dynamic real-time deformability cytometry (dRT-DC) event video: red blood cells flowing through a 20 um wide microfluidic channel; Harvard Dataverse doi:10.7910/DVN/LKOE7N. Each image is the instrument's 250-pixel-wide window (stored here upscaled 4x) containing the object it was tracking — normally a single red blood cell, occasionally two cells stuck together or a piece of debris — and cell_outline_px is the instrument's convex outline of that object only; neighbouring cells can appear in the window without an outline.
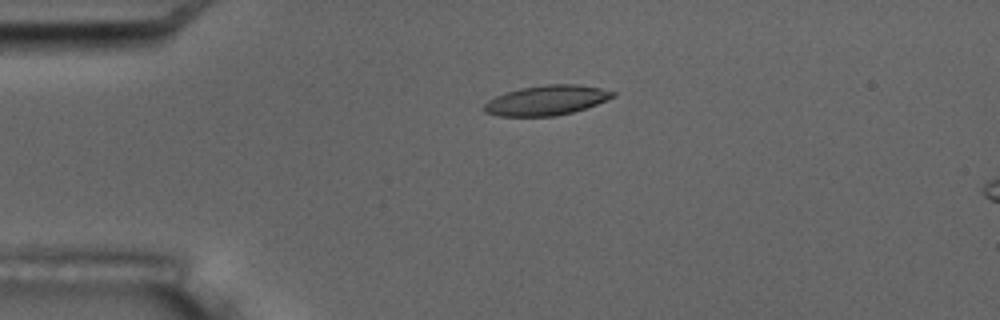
{"species": "common noctule bat (a hibernating species)", "species_latin": "Nyctalus noctula", "temperature_condition": "room temperature", "stored_images_in_passage": 6, "segment_of_instrument_passage": [1, 2], "camera_frame_rate_fps": 3000, "um_per_image_px": 0.085, "animal": {"sex": "male", "body_mass_g": 17.5, "forearm_length_mm": 52.3}, "frame": {"image": 1, "passage_image": 4, "time_ms": 3.333, "image_size_px": [1000, 320], "cell_outline_px": [[616, 96], [596, 104], [572, 112], [556, 116], [500, 116], [484, 112], [480, 108], [488, 100], [496, 96], [520, 88], [544, 84], [576, 84], [600, 88], [616, 92]], "centroid_in_image_um": [46.43, 8.52], "position_along_channel_um": 38.6, "area_um2": 22.37}}